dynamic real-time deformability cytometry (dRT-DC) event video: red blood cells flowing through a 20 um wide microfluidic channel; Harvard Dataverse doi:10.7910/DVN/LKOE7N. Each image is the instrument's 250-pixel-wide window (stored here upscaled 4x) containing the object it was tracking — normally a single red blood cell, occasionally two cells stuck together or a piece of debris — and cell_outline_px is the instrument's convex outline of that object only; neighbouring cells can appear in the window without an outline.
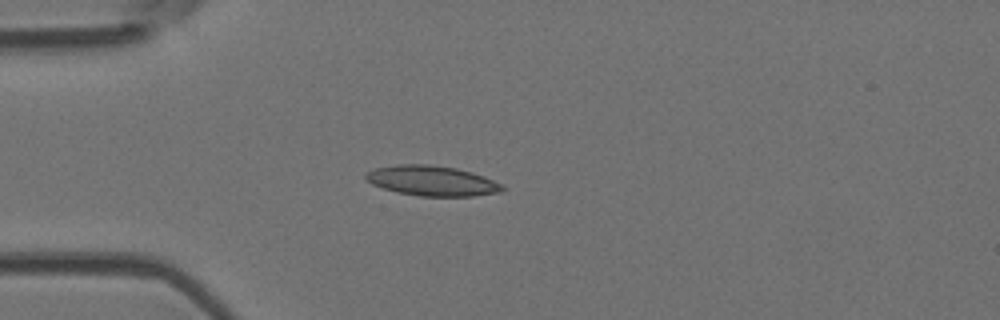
{"species": "Egyptian fruit bat (a non-hibernating species)", "species_latin": "Rousettus aegyptiacus", "temperature_condition": "room temperature", "stored_images_in_passage": 3, "camera_frame_rate_fps": 3000, "um_per_image_px": 0.085, "animal": {"sex": "female"}, "frame": {"image": 1, "passage_image": 3, "time_ms": 3.0, "image_size_px": [1000, 320], "cell_outline_px": [[504, 192], [472, 196], [420, 196], [396, 192], [372, 184], [364, 176], [364, 172], [376, 168], [400, 164], [428, 164], [456, 168], [472, 172], [484, 176], [504, 184]], "centroid_in_image_um": [36.76, 15.37], "position_along_channel_um": 48.2, "area_um2": 24.1}}